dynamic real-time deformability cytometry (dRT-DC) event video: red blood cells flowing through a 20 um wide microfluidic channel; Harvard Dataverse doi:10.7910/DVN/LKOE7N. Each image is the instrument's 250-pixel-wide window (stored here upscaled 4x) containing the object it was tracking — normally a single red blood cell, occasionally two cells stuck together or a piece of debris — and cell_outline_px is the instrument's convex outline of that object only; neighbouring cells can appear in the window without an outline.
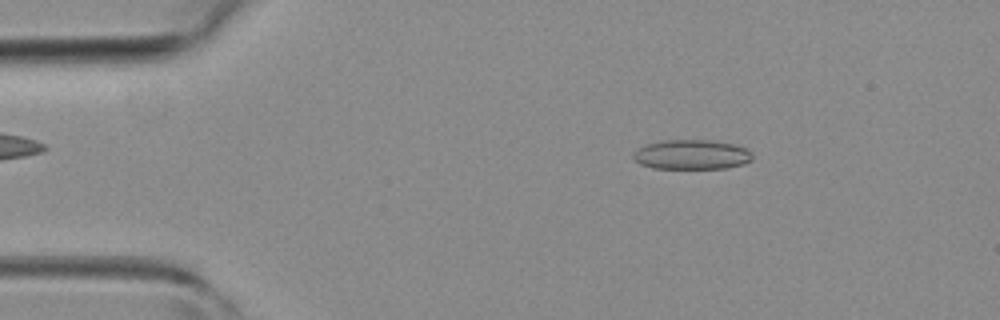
{"species": "common noctule bat (a hibernating species)", "species_latin": "Nyctalus noctula", "temperature_condition": "room temperature", "stored_images_in_passage": 23, "camera_frame_rate_fps": 3000, "um_per_image_px": 0.085, "animal": {"sex": "female", "body_mass_g": 19.3, "forearm_length_mm": 54.1}, "frame": {"image": 1, "passage_image": 3, "time_ms": 0.667, "image_size_px": [1000, 320], "cell_outline_px": [[752, 160], [744, 164], [728, 168], [652, 168], [640, 164], [632, 156], [640, 148], [648, 144], [664, 140], [712, 140], [736, 144], [748, 148], [752, 152]], "centroid_in_image_um": [58.88, 13.14], "position_along_channel_um": 26.1, "area_um2": 20.63}}
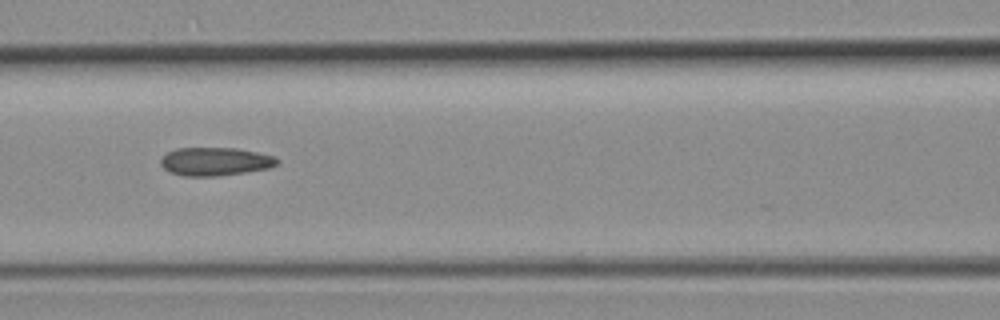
{"frame": {"image": 2, "passage_image": 15, "time_ms": 4.667, "image_size_px": [1000, 320], "cell_outline_px": [[280, 160], [276, 164], [268, 168], [248, 172], [216, 176], [184, 176], [168, 172], [160, 164], [160, 160], [168, 152], [176, 148], [236, 148], [256, 152], [272, 156]], "centroid_in_image_um": [18.26, 13.73], "position_along_channel_um": 148.3, "area_um2": 19.13}}
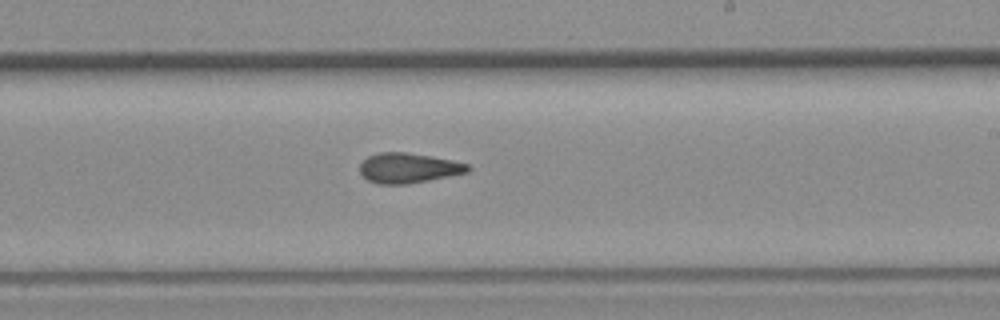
{"frame": {"image": 3, "passage_image": 22, "time_ms": 7.0, "image_size_px": [1000, 320], "cell_outline_px": [[472, 168], [468, 172], [408, 184], [380, 184], [368, 180], [360, 172], [360, 164], [368, 156], [380, 152], [404, 152], [432, 156], [452, 160], [468, 164]], "centroid_in_image_um": [34.72, 14.27], "position_along_channel_um": 254.3, "area_um2": 18.79}}